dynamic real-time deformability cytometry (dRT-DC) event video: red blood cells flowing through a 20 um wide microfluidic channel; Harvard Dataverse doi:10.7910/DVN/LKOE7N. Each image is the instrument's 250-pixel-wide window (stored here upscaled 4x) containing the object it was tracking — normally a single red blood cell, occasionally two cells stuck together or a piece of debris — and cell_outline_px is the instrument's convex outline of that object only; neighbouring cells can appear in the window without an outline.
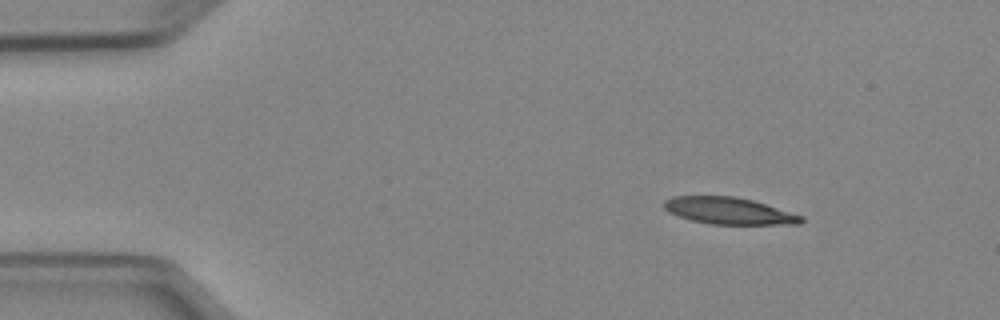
{"species": "Egyptian fruit bat (a non-hibernating species)", "species_latin": "Rousettus aegyptiacus", "temperature_condition": "cold", "stored_images_in_passage": 5, "camera_frame_rate_fps": 3000, "um_per_image_px": 0.085, "animal": {"sex": "female"}, "frame": {"image": 1, "passage_image": 1, "time_ms": 0.0, "image_size_px": [1000, 320], "cell_outline_px": [[804, 220], [800, 224], [712, 224], [692, 220], [668, 212], [664, 208], [664, 200], [672, 196], [732, 196], [752, 200], [804, 216]], "centroid_in_image_um": [61.96, 17.92], "position_along_channel_um": 23.0, "area_um2": 21.27}}
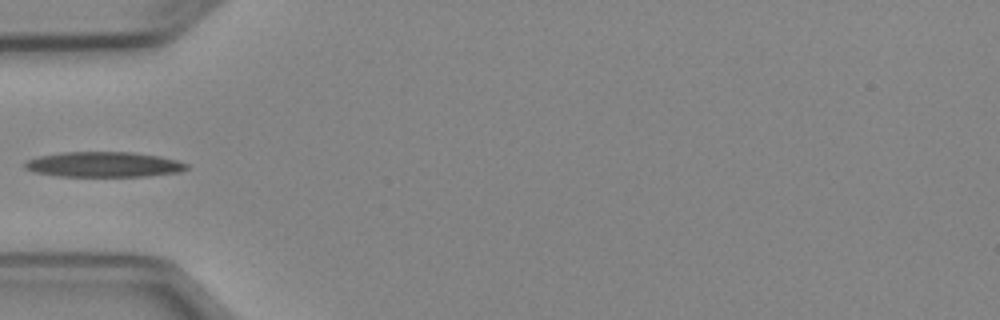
{"frame": {"image": 2, "passage_image": 4, "time_ms": 3.333, "image_size_px": [1000, 320], "cell_outline_px": [[188, 168], [180, 172], [148, 176], [56, 176], [32, 172], [24, 168], [24, 164], [28, 160], [40, 156], [60, 152], [132, 152], [160, 156], [176, 160], [188, 164]], "centroid_in_image_um": [8.81, 13.98], "position_along_channel_um": 76.2, "area_um2": 23.87}}